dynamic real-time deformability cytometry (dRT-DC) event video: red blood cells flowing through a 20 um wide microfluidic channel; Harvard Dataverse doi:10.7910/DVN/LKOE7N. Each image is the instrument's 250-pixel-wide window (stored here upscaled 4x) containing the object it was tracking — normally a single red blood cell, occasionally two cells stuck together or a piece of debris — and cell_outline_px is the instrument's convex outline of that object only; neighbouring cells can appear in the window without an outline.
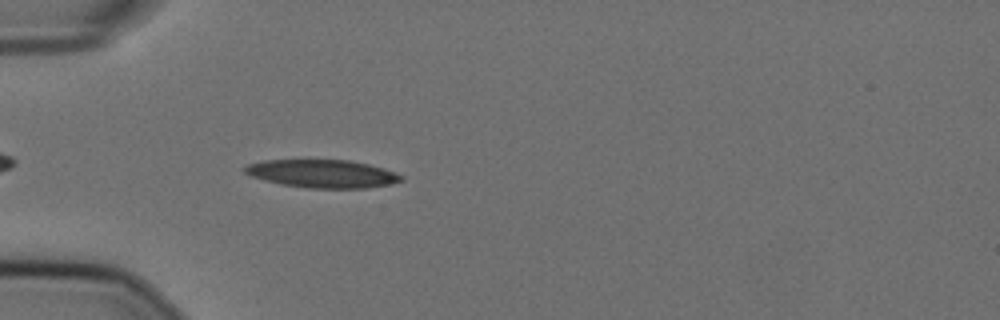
{"species": "Egyptian fruit bat (a non-hibernating species)", "species_latin": "Rousettus aegyptiacus", "temperature_condition": "cold", "stored_images_in_passage": 35, "camera_frame_rate_fps": 3000, "um_per_image_px": 0.085, "animal": {"sex": "female"}, "frame": {"image": 1, "passage_image": 4, "time_ms": 1.0, "image_size_px": [1000, 320], "cell_outline_px": [[404, 180], [388, 184], [368, 188], [308, 188], [280, 184], [264, 180], [252, 176], [244, 172], [244, 168], [248, 164], [264, 160], [348, 160], [368, 164], [384, 168], [404, 176]], "centroid_in_image_um": [27.41, 14.76], "position_along_channel_um": 57.6, "area_um2": 25.49}}
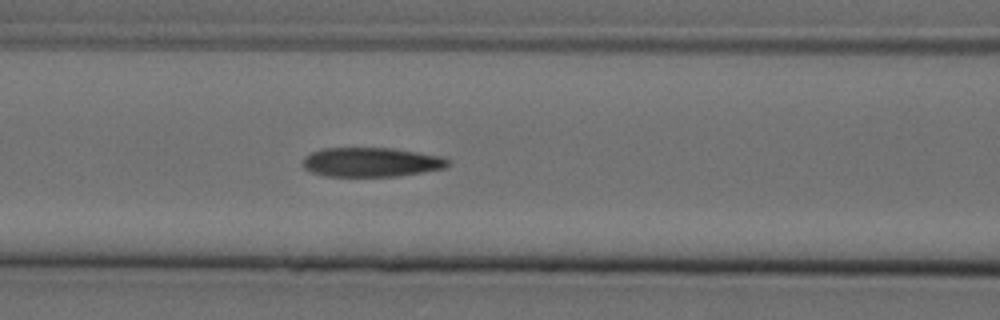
{"frame": {"image": 2, "passage_image": 11, "time_ms": 3.333, "image_size_px": [1000, 320], "cell_outline_px": [[448, 164], [444, 168], [400, 176], [324, 176], [312, 172], [304, 168], [304, 156], [312, 152], [324, 148], [392, 148], [444, 156], [448, 160]], "centroid_in_image_um": [31.56, 13.78], "position_along_channel_um": 135.0, "area_um2": 24.74}}
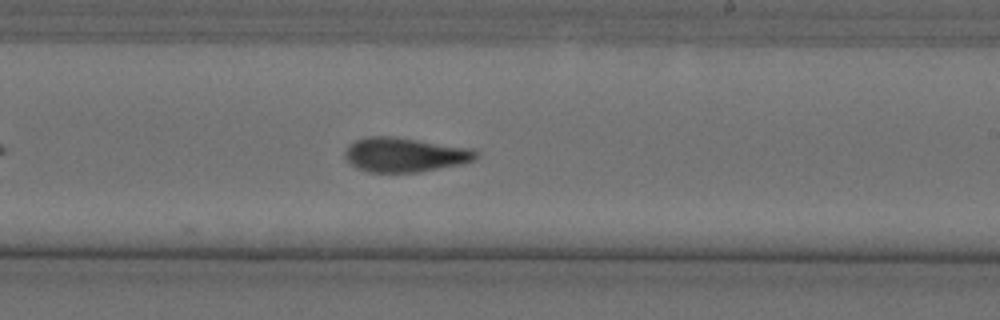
{"frame": {"image": 3, "passage_image": 21, "time_ms": 6.667, "image_size_px": [1000, 320], "cell_outline_px": [[480, 156], [472, 160], [460, 164], [420, 172], [368, 172], [356, 168], [344, 156], [344, 152], [356, 140], [372, 136], [392, 136], [472, 148], [480, 152]], "centroid_in_image_um": [34.45, 13.16], "position_along_channel_um": 254.6, "area_um2": 26.13}, "authors_computed_cell_mechanics": {"area_um2": 25.8944, "velocity_mm_per_s": 3.6012, "shape_relaxation_time_tau1_ms": 8.0103, "shape_relaxation_time_tau2_ms": 3.2937, "deformation_change_tau1": 0.2173, "deformation_change_tau2": 0.1069}}